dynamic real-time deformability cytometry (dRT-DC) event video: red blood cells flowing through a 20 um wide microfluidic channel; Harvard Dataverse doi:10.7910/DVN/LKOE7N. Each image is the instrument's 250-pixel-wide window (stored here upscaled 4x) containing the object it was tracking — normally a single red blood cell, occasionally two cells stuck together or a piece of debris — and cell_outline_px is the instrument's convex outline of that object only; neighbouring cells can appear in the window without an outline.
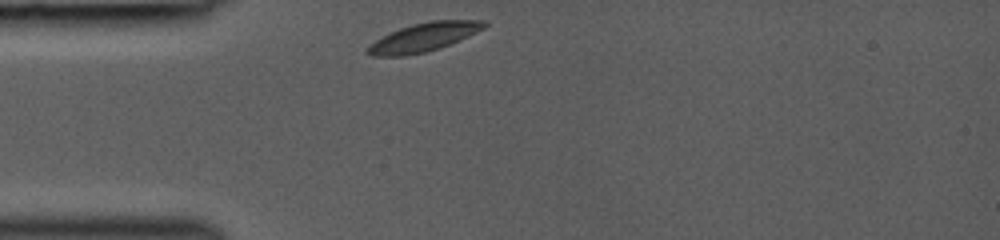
{"species": "common noctule bat (a hibernating species)", "species_latin": "Nyctalus noctula", "temperature_condition": "room temperature", "stored_images_in_passage": 28, "camera_frame_rate_fps": 3000, "um_per_image_px": 0.085, "animal": {"sex": "female", "body_mass_g": 19.0, "forearm_length_mm": 53.3}, "frame": {"image": 1, "passage_image": 1, "time_ms": 0.0, "image_size_px": [1000, 240], "cell_outline_px": [[488, 24], [484, 28], [476, 32], [440, 48], [424, 52], [404, 56], [372, 56], [364, 52], [376, 40], [400, 28], [412, 24], [432, 20], [488, 20]], "centroid_in_image_um": [36.04, 3.15], "position_along_channel_um": 49.0, "area_um2": 19.13}}
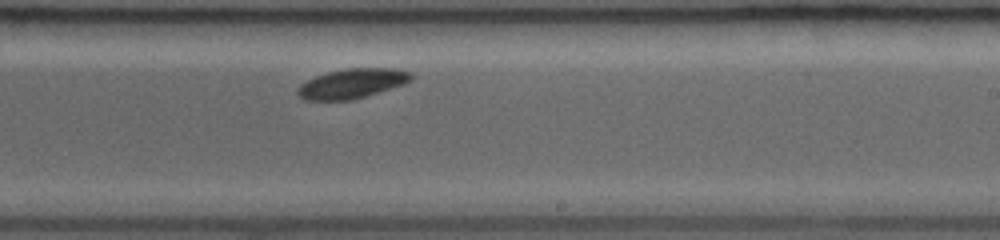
{"frame": {"image": 2, "passage_image": 17, "time_ms": 5.333, "image_size_px": [1000, 240], "cell_outline_px": [[412, 80], [404, 84], [364, 96], [348, 100], [304, 100], [296, 92], [296, 88], [300, 84], [316, 76], [328, 72], [344, 68], [396, 68], [412, 72]], "centroid_in_image_um": [29.92, 7.08], "position_along_channel_um": 259.1, "area_um2": 19.54}}
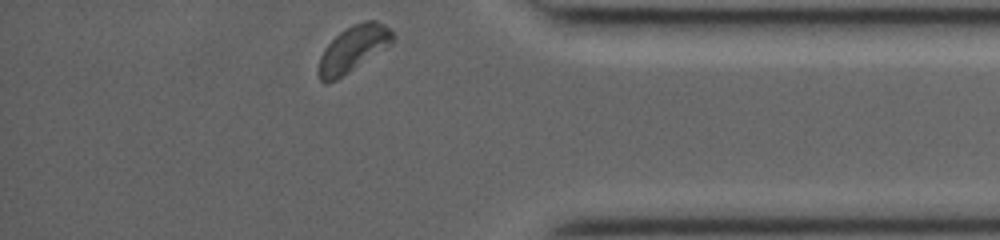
{"frame": {"image": 3, "passage_image": 28, "time_ms": 9.0, "image_size_px": [1000, 240], "cell_outline_px": [[396, 36], [392, 44], [336, 80], [324, 84], [320, 80], [316, 72], [320, 56], [324, 48], [340, 32], [364, 20], [376, 20], [384, 24]], "centroid_in_image_um": [30.0, 4.17], "position_along_channel_um": 405.2, "area_um2": 19.83}}